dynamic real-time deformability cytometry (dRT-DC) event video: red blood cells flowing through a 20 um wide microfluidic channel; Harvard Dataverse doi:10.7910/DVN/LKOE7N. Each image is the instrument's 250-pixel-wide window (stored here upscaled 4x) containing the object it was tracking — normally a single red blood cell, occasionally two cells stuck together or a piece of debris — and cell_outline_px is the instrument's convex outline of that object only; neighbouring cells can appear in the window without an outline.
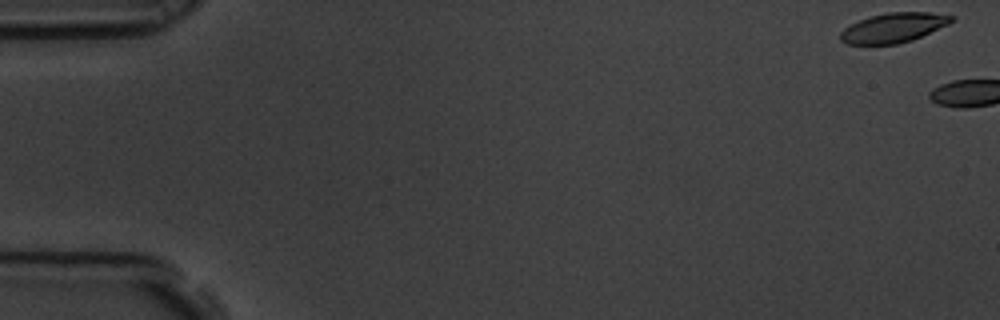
{"species": "common noctule bat (a hibernating species)", "species_latin": "Nyctalus noctula", "temperature_condition": "room temperature", "stored_images_in_passage": 4, "camera_frame_rate_fps": 3000, "um_per_image_px": 0.085, "animal": {"sex": "male", "body_mass_g": 19.5, "forearm_length_mm": 54.6}, "frame": {"image": 1, "passage_image": 1, "time_ms": 0.0, "image_size_px": [1000, 320], "cell_outline_px": [[956, 20], [948, 24], [912, 40], [896, 44], [848, 44], [840, 40], [840, 32], [844, 28], [860, 20], [872, 16], [888, 12], [928, 12], [956, 16]], "centroid_in_image_um": [75.97, 2.35], "position_along_channel_um": 9.0, "area_um2": 19.02}}